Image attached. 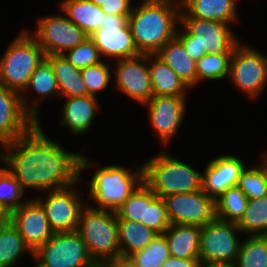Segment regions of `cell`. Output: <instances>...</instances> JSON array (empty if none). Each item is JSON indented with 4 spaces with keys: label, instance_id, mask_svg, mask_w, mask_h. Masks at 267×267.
<instances>
[{
    "label": "cell",
    "instance_id": "40",
    "mask_svg": "<svg viewBox=\"0 0 267 267\" xmlns=\"http://www.w3.org/2000/svg\"><path fill=\"white\" fill-rule=\"evenodd\" d=\"M171 225L163 198L157 197L147 206L146 227L163 234Z\"/></svg>",
    "mask_w": 267,
    "mask_h": 267
},
{
    "label": "cell",
    "instance_id": "16",
    "mask_svg": "<svg viewBox=\"0 0 267 267\" xmlns=\"http://www.w3.org/2000/svg\"><path fill=\"white\" fill-rule=\"evenodd\" d=\"M180 24L197 37L200 53H232L241 41L234 27L221 21L180 17Z\"/></svg>",
    "mask_w": 267,
    "mask_h": 267
},
{
    "label": "cell",
    "instance_id": "31",
    "mask_svg": "<svg viewBox=\"0 0 267 267\" xmlns=\"http://www.w3.org/2000/svg\"><path fill=\"white\" fill-rule=\"evenodd\" d=\"M231 55L232 53H209L198 60L196 62L197 87L207 81L227 80Z\"/></svg>",
    "mask_w": 267,
    "mask_h": 267
},
{
    "label": "cell",
    "instance_id": "47",
    "mask_svg": "<svg viewBox=\"0 0 267 267\" xmlns=\"http://www.w3.org/2000/svg\"><path fill=\"white\" fill-rule=\"evenodd\" d=\"M196 267H233V265L205 263V262L199 261Z\"/></svg>",
    "mask_w": 267,
    "mask_h": 267
},
{
    "label": "cell",
    "instance_id": "39",
    "mask_svg": "<svg viewBox=\"0 0 267 267\" xmlns=\"http://www.w3.org/2000/svg\"><path fill=\"white\" fill-rule=\"evenodd\" d=\"M63 55L75 68L80 70L103 60L90 37H87L82 43L66 51Z\"/></svg>",
    "mask_w": 267,
    "mask_h": 267
},
{
    "label": "cell",
    "instance_id": "23",
    "mask_svg": "<svg viewBox=\"0 0 267 267\" xmlns=\"http://www.w3.org/2000/svg\"><path fill=\"white\" fill-rule=\"evenodd\" d=\"M156 55L190 90L197 88L196 61L186 52L183 44L176 37L165 43Z\"/></svg>",
    "mask_w": 267,
    "mask_h": 267
},
{
    "label": "cell",
    "instance_id": "2",
    "mask_svg": "<svg viewBox=\"0 0 267 267\" xmlns=\"http://www.w3.org/2000/svg\"><path fill=\"white\" fill-rule=\"evenodd\" d=\"M88 157L82 149L80 175H83L84 171L87 172V169L94 171L89 172L92 174L91 178L84 181L88 188L83 195L87 194L91 203L94 202L92 205L87 200V204L95 209L116 211L144 181L143 162L138 168L117 163L102 166L101 163Z\"/></svg>",
    "mask_w": 267,
    "mask_h": 267
},
{
    "label": "cell",
    "instance_id": "35",
    "mask_svg": "<svg viewBox=\"0 0 267 267\" xmlns=\"http://www.w3.org/2000/svg\"><path fill=\"white\" fill-rule=\"evenodd\" d=\"M256 163L248 164L236 185L249 200L267 195V167L260 161Z\"/></svg>",
    "mask_w": 267,
    "mask_h": 267
},
{
    "label": "cell",
    "instance_id": "5",
    "mask_svg": "<svg viewBox=\"0 0 267 267\" xmlns=\"http://www.w3.org/2000/svg\"><path fill=\"white\" fill-rule=\"evenodd\" d=\"M45 57L42 47L27 32L26 27L22 28L0 54V85L21 94L35 68Z\"/></svg>",
    "mask_w": 267,
    "mask_h": 267
},
{
    "label": "cell",
    "instance_id": "13",
    "mask_svg": "<svg viewBox=\"0 0 267 267\" xmlns=\"http://www.w3.org/2000/svg\"><path fill=\"white\" fill-rule=\"evenodd\" d=\"M112 63L114 82L110 87L114 86L119 94L141 106L153 97L148 54L117 59Z\"/></svg>",
    "mask_w": 267,
    "mask_h": 267
},
{
    "label": "cell",
    "instance_id": "6",
    "mask_svg": "<svg viewBox=\"0 0 267 267\" xmlns=\"http://www.w3.org/2000/svg\"><path fill=\"white\" fill-rule=\"evenodd\" d=\"M77 232L95 262L121 256L116 211L95 209L87 204L81 211Z\"/></svg>",
    "mask_w": 267,
    "mask_h": 267
},
{
    "label": "cell",
    "instance_id": "17",
    "mask_svg": "<svg viewBox=\"0 0 267 267\" xmlns=\"http://www.w3.org/2000/svg\"><path fill=\"white\" fill-rule=\"evenodd\" d=\"M235 154L211 158L202 172V190L214 200L230 187L236 186L247 163Z\"/></svg>",
    "mask_w": 267,
    "mask_h": 267
},
{
    "label": "cell",
    "instance_id": "11",
    "mask_svg": "<svg viewBox=\"0 0 267 267\" xmlns=\"http://www.w3.org/2000/svg\"><path fill=\"white\" fill-rule=\"evenodd\" d=\"M34 30L27 32L37 41L47 55L64 54L89 37L81 28L60 13L37 17Z\"/></svg>",
    "mask_w": 267,
    "mask_h": 267
},
{
    "label": "cell",
    "instance_id": "18",
    "mask_svg": "<svg viewBox=\"0 0 267 267\" xmlns=\"http://www.w3.org/2000/svg\"><path fill=\"white\" fill-rule=\"evenodd\" d=\"M35 124L23 109L20 93L0 85V147L25 135Z\"/></svg>",
    "mask_w": 267,
    "mask_h": 267
},
{
    "label": "cell",
    "instance_id": "25",
    "mask_svg": "<svg viewBox=\"0 0 267 267\" xmlns=\"http://www.w3.org/2000/svg\"><path fill=\"white\" fill-rule=\"evenodd\" d=\"M170 256L176 258H200L201 227L196 225L171 224L163 233Z\"/></svg>",
    "mask_w": 267,
    "mask_h": 267
},
{
    "label": "cell",
    "instance_id": "8",
    "mask_svg": "<svg viewBox=\"0 0 267 267\" xmlns=\"http://www.w3.org/2000/svg\"><path fill=\"white\" fill-rule=\"evenodd\" d=\"M84 178L80 175V180L73 185L59 190L45 191L37 196L34 194L33 198L44 209L54 232L77 231L81 211L87 205L81 190L77 188L84 183Z\"/></svg>",
    "mask_w": 267,
    "mask_h": 267
},
{
    "label": "cell",
    "instance_id": "27",
    "mask_svg": "<svg viewBox=\"0 0 267 267\" xmlns=\"http://www.w3.org/2000/svg\"><path fill=\"white\" fill-rule=\"evenodd\" d=\"M46 58L53 67L60 98L88 96L80 69L75 68L63 54L47 55Z\"/></svg>",
    "mask_w": 267,
    "mask_h": 267
},
{
    "label": "cell",
    "instance_id": "48",
    "mask_svg": "<svg viewBox=\"0 0 267 267\" xmlns=\"http://www.w3.org/2000/svg\"><path fill=\"white\" fill-rule=\"evenodd\" d=\"M261 154V156H258L260 158V160L258 159V161H260L264 166L267 167V149L262 150Z\"/></svg>",
    "mask_w": 267,
    "mask_h": 267
},
{
    "label": "cell",
    "instance_id": "45",
    "mask_svg": "<svg viewBox=\"0 0 267 267\" xmlns=\"http://www.w3.org/2000/svg\"><path fill=\"white\" fill-rule=\"evenodd\" d=\"M141 2H147V3H165V4H170L173 5L179 9H183L186 0H138Z\"/></svg>",
    "mask_w": 267,
    "mask_h": 267
},
{
    "label": "cell",
    "instance_id": "38",
    "mask_svg": "<svg viewBox=\"0 0 267 267\" xmlns=\"http://www.w3.org/2000/svg\"><path fill=\"white\" fill-rule=\"evenodd\" d=\"M25 195V191L20 187L16 178L2 166L0 168V203L12 213L30 199V196L24 197Z\"/></svg>",
    "mask_w": 267,
    "mask_h": 267
},
{
    "label": "cell",
    "instance_id": "26",
    "mask_svg": "<svg viewBox=\"0 0 267 267\" xmlns=\"http://www.w3.org/2000/svg\"><path fill=\"white\" fill-rule=\"evenodd\" d=\"M58 9L88 36L101 28L105 13L90 0H61Z\"/></svg>",
    "mask_w": 267,
    "mask_h": 267
},
{
    "label": "cell",
    "instance_id": "19",
    "mask_svg": "<svg viewBox=\"0 0 267 267\" xmlns=\"http://www.w3.org/2000/svg\"><path fill=\"white\" fill-rule=\"evenodd\" d=\"M32 94L30 96V94ZM23 109L36 121L40 122L39 110L45 101L60 99V92L51 62L45 57L35 68L29 83L20 94Z\"/></svg>",
    "mask_w": 267,
    "mask_h": 267
},
{
    "label": "cell",
    "instance_id": "51",
    "mask_svg": "<svg viewBox=\"0 0 267 267\" xmlns=\"http://www.w3.org/2000/svg\"><path fill=\"white\" fill-rule=\"evenodd\" d=\"M3 156H2V152H1V149H0V168L3 166Z\"/></svg>",
    "mask_w": 267,
    "mask_h": 267
},
{
    "label": "cell",
    "instance_id": "1",
    "mask_svg": "<svg viewBox=\"0 0 267 267\" xmlns=\"http://www.w3.org/2000/svg\"><path fill=\"white\" fill-rule=\"evenodd\" d=\"M49 137L39 122L25 135L0 147L3 166L25 193L59 190L80 180L82 152H70L61 141Z\"/></svg>",
    "mask_w": 267,
    "mask_h": 267
},
{
    "label": "cell",
    "instance_id": "29",
    "mask_svg": "<svg viewBox=\"0 0 267 267\" xmlns=\"http://www.w3.org/2000/svg\"><path fill=\"white\" fill-rule=\"evenodd\" d=\"M23 255H29V259L34 260V252L17 228L11 222L0 226V267H18Z\"/></svg>",
    "mask_w": 267,
    "mask_h": 267
},
{
    "label": "cell",
    "instance_id": "32",
    "mask_svg": "<svg viewBox=\"0 0 267 267\" xmlns=\"http://www.w3.org/2000/svg\"><path fill=\"white\" fill-rule=\"evenodd\" d=\"M237 226L243 236H267V195L248 201Z\"/></svg>",
    "mask_w": 267,
    "mask_h": 267
},
{
    "label": "cell",
    "instance_id": "15",
    "mask_svg": "<svg viewBox=\"0 0 267 267\" xmlns=\"http://www.w3.org/2000/svg\"><path fill=\"white\" fill-rule=\"evenodd\" d=\"M171 224L203 227L216 218L215 200L202 189L163 198Z\"/></svg>",
    "mask_w": 267,
    "mask_h": 267
},
{
    "label": "cell",
    "instance_id": "36",
    "mask_svg": "<svg viewBox=\"0 0 267 267\" xmlns=\"http://www.w3.org/2000/svg\"><path fill=\"white\" fill-rule=\"evenodd\" d=\"M81 77L86 85L88 95L97 97L102 91L105 90L106 92L109 89V84L113 82L111 61L102 60L95 65H90L82 69Z\"/></svg>",
    "mask_w": 267,
    "mask_h": 267
},
{
    "label": "cell",
    "instance_id": "50",
    "mask_svg": "<svg viewBox=\"0 0 267 267\" xmlns=\"http://www.w3.org/2000/svg\"><path fill=\"white\" fill-rule=\"evenodd\" d=\"M95 3L97 6L102 7L106 0H90Z\"/></svg>",
    "mask_w": 267,
    "mask_h": 267
},
{
    "label": "cell",
    "instance_id": "34",
    "mask_svg": "<svg viewBox=\"0 0 267 267\" xmlns=\"http://www.w3.org/2000/svg\"><path fill=\"white\" fill-rule=\"evenodd\" d=\"M233 267H267V236H244Z\"/></svg>",
    "mask_w": 267,
    "mask_h": 267
},
{
    "label": "cell",
    "instance_id": "3",
    "mask_svg": "<svg viewBox=\"0 0 267 267\" xmlns=\"http://www.w3.org/2000/svg\"><path fill=\"white\" fill-rule=\"evenodd\" d=\"M181 9L165 3L137 2L128 23L140 54H156L176 37Z\"/></svg>",
    "mask_w": 267,
    "mask_h": 267
},
{
    "label": "cell",
    "instance_id": "44",
    "mask_svg": "<svg viewBox=\"0 0 267 267\" xmlns=\"http://www.w3.org/2000/svg\"><path fill=\"white\" fill-rule=\"evenodd\" d=\"M105 267H139L130 257L119 256L104 262Z\"/></svg>",
    "mask_w": 267,
    "mask_h": 267
},
{
    "label": "cell",
    "instance_id": "4",
    "mask_svg": "<svg viewBox=\"0 0 267 267\" xmlns=\"http://www.w3.org/2000/svg\"><path fill=\"white\" fill-rule=\"evenodd\" d=\"M168 149L143 160L144 182L157 197L191 193L202 189V173L183 159L172 156Z\"/></svg>",
    "mask_w": 267,
    "mask_h": 267
},
{
    "label": "cell",
    "instance_id": "42",
    "mask_svg": "<svg viewBox=\"0 0 267 267\" xmlns=\"http://www.w3.org/2000/svg\"><path fill=\"white\" fill-rule=\"evenodd\" d=\"M137 0H106L101 7L105 14L129 16Z\"/></svg>",
    "mask_w": 267,
    "mask_h": 267
},
{
    "label": "cell",
    "instance_id": "28",
    "mask_svg": "<svg viewBox=\"0 0 267 267\" xmlns=\"http://www.w3.org/2000/svg\"><path fill=\"white\" fill-rule=\"evenodd\" d=\"M157 235V232L140 222L118 219L121 256L129 257L134 252L146 248Z\"/></svg>",
    "mask_w": 267,
    "mask_h": 267
},
{
    "label": "cell",
    "instance_id": "41",
    "mask_svg": "<svg viewBox=\"0 0 267 267\" xmlns=\"http://www.w3.org/2000/svg\"><path fill=\"white\" fill-rule=\"evenodd\" d=\"M176 38L183 44L186 52L197 62L206 53H200V44L196 36L191 35L181 24L176 32Z\"/></svg>",
    "mask_w": 267,
    "mask_h": 267
},
{
    "label": "cell",
    "instance_id": "24",
    "mask_svg": "<svg viewBox=\"0 0 267 267\" xmlns=\"http://www.w3.org/2000/svg\"><path fill=\"white\" fill-rule=\"evenodd\" d=\"M153 96H188L190 89L177 74L156 54H148Z\"/></svg>",
    "mask_w": 267,
    "mask_h": 267
},
{
    "label": "cell",
    "instance_id": "12",
    "mask_svg": "<svg viewBox=\"0 0 267 267\" xmlns=\"http://www.w3.org/2000/svg\"><path fill=\"white\" fill-rule=\"evenodd\" d=\"M188 96H153L143 104L147 110L146 119L149 128L154 133L156 141L161 143L164 149L178 135L185 121L188 107Z\"/></svg>",
    "mask_w": 267,
    "mask_h": 267
},
{
    "label": "cell",
    "instance_id": "21",
    "mask_svg": "<svg viewBox=\"0 0 267 267\" xmlns=\"http://www.w3.org/2000/svg\"><path fill=\"white\" fill-rule=\"evenodd\" d=\"M63 103L60 107L61 118L58 122L60 127L66 128V131L73 136L79 137L82 134H87L88 131L94 126L96 116L99 111L102 110L100 107V101L98 97L91 95L84 97H66L60 98Z\"/></svg>",
    "mask_w": 267,
    "mask_h": 267
},
{
    "label": "cell",
    "instance_id": "22",
    "mask_svg": "<svg viewBox=\"0 0 267 267\" xmlns=\"http://www.w3.org/2000/svg\"><path fill=\"white\" fill-rule=\"evenodd\" d=\"M239 0H186L180 17H195L202 20L221 21L237 25L239 19Z\"/></svg>",
    "mask_w": 267,
    "mask_h": 267
},
{
    "label": "cell",
    "instance_id": "10",
    "mask_svg": "<svg viewBox=\"0 0 267 267\" xmlns=\"http://www.w3.org/2000/svg\"><path fill=\"white\" fill-rule=\"evenodd\" d=\"M243 238L237 223L215 218L201 227L200 261L234 265Z\"/></svg>",
    "mask_w": 267,
    "mask_h": 267
},
{
    "label": "cell",
    "instance_id": "30",
    "mask_svg": "<svg viewBox=\"0 0 267 267\" xmlns=\"http://www.w3.org/2000/svg\"><path fill=\"white\" fill-rule=\"evenodd\" d=\"M156 198L152 189L143 181L116 210L117 219L137 221L146 226L147 206Z\"/></svg>",
    "mask_w": 267,
    "mask_h": 267
},
{
    "label": "cell",
    "instance_id": "7",
    "mask_svg": "<svg viewBox=\"0 0 267 267\" xmlns=\"http://www.w3.org/2000/svg\"><path fill=\"white\" fill-rule=\"evenodd\" d=\"M241 40L231 55L228 80L251 102L267 88V54Z\"/></svg>",
    "mask_w": 267,
    "mask_h": 267
},
{
    "label": "cell",
    "instance_id": "20",
    "mask_svg": "<svg viewBox=\"0 0 267 267\" xmlns=\"http://www.w3.org/2000/svg\"><path fill=\"white\" fill-rule=\"evenodd\" d=\"M11 223L33 252L55 233L49 225L44 209L34 198H30L11 213Z\"/></svg>",
    "mask_w": 267,
    "mask_h": 267
},
{
    "label": "cell",
    "instance_id": "9",
    "mask_svg": "<svg viewBox=\"0 0 267 267\" xmlns=\"http://www.w3.org/2000/svg\"><path fill=\"white\" fill-rule=\"evenodd\" d=\"M36 264L31 267H87L90 257L84 240L77 231L55 232L34 252Z\"/></svg>",
    "mask_w": 267,
    "mask_h": 267
},
{
    "label": "cell",
    "instance_id": "14",
    "mask_svg": "<svg viewBox=\"0 0 267 267\" xmlns=\"http://www.w3.org/2000/svg\"><path fill=\"white\" fill-rule=\"evenodd\" d=\"M89 37L94 41L103 60L112 62L140 55L133 40L128 16L105 14L101 28Z\"/></svg>",
    "mask_w": 267,
    "mask_h": 267
},
{
    "label": "cell",
    "instance_id": "49",
    "mask_svg": "<svg viewBox=\"0 0 267 267\" xmlns=\"http://www.w3.org/2000/svg\"><path fill=\"white\" fill-rule=\"evenodd\" d=\"M87 267H105L104 262H93L91 265Z\"/></svg>",
    "mask_w": 267,
    "mask_h": 267
},
{
    "label": "cell",
    "instance_id": "43",
    "mask_svg": "<svg viewBox=\"0 0 267 267\" xmlns=\"http://www.w3.org/2000/svg\"><path fill=\"white\" fill-rule=\"evenodd\" d=\"M200 258H176L169 256L161 267H196Z\"/></svg>",
    "mask_w": 267,
    "mask_h": 267
},
{
    "label": "cell",
    "instance_id": "46",
    "mask_svg": "<svg viewBox=\"0 0 267 267\" xmlns=\"http://www.w3.org/2000/svg\"><path fill=\"white\" fill-rule=\"evenodd\" d=\"M11 222V212L0 203V226L9 224Z\"/></svg>",
    "mask_w": 267,
    "mask_h": 267
},
{
    "label": "cell",
    "instance_id": "37",
    "mask_svg": "<svg viewBox=\"0 0 267 267\" xmlns=\"http://www.w3.org/2000/svg\"><path fill=\"white\" fill-rule=\"evenodd\" d=\"M169 256L167 240L163 234H158L146 248L129 257L139 267H161Z\"/></svg>",
    "mask_w": 267,
    "mask_h": 267
},
{
    "label": "cell",
    "instance_id": "33",
    "mask_svg": "<svg viewBox=\"0 0 267 267\" xmlns=\"http://www.w3.org/2000/svg\"><path fill=\"white\" fill-rule=\"evenodd\" d=\"M248 201V197L237 186L230 187L215 199L216 218L238 223L244 215Z\"/></svg>",
    "mask_w": 267,
    "mask_h": 267
}]
</instances>
